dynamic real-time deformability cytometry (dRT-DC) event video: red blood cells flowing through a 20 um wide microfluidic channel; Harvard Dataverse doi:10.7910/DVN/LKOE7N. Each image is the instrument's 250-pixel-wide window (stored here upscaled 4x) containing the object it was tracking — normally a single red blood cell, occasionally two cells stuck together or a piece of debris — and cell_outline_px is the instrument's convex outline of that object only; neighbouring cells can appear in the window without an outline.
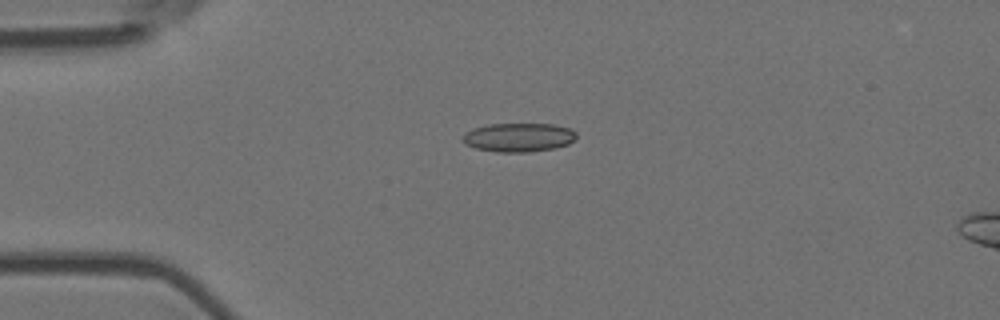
{"species": "Egyptian fruit bat (a non-hibernating species)", "species_latin": "Rousettus aegyptiacus", "temperature_condition": "room temperature", "stored_images_in_passage": 5, "camera_frame_rate_fps": 3000, "um_per_image_px": 0.085, "animal": {"sex": "female"}, "frame": {"image": 1, "passage_image": 3, "time_ms": 0.667, "image_size_px": [1000, 320], "cell_outline_px": [[576, 136], [568, 144], [556, 148], [528, 152], [496, 152], [476, 148], [464, 144], [464, 132], [472, 128], [488, 124], [556, 124], [572, 128], [576, 132]], "centroid_in_image_um": [44.09, 11.67], "position_along_channel_um": 40.9, "area_um2": 19.25}}